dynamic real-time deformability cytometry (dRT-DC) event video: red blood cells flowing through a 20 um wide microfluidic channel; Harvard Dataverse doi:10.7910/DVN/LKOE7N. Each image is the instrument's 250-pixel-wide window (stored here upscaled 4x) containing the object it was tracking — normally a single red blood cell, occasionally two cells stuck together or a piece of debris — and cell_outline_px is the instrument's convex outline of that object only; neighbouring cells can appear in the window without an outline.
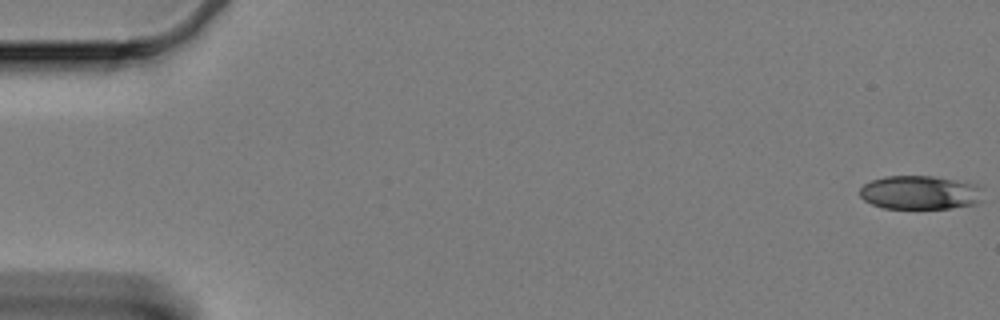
{"species": "Egyptian fruit bat (a non-hibernating species)", "species_latin": "Rousettus aegyptiacus", "temperature_condition": "cold", "stored_images_in_passage": 25, "camera_frame_rate_fps": 3000, "um_per_image_px": 0.085, "animal": {"sex": "female"}, "frame": {"image": 1, "passage_image": 1, "time_ms": 0.0, "image_size_px": [1000, 320], "cell_outline_px": [[984, 200], [976, 204], [948, 208], [884, 208], [872, 204], [864, 200], [860, 196], [860, 188], [864, 184], [872, 180], [884, 176], [932, 176], [952, 180], [968, 184]], "centroid_in_image_um": [78.06, 16.38], "position_along_channel_um": 6.9, "area_um2": 23.47}}
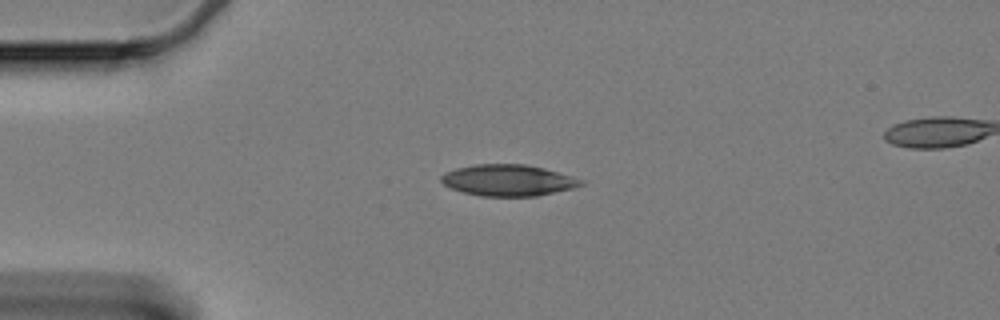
{"frame": {"image": 2, "passage_image": 15, "time_ms": 4.667, "image_size_px": [1000, 320], "cell_outline_px": [[584, 184], [572, 188], [536, 196], [480, 196], [464, 192], [452, 188], [444, 184], [440, 180], [440, 176], [444, 172], [456, 168], [476, 164], [524, 164], [544, 168], [572, 176], [584, 180]], "centroid_in_image_um": [43.18, 15.32], "position_along_channel_um": 41.8, "area_um2": 25.43}}
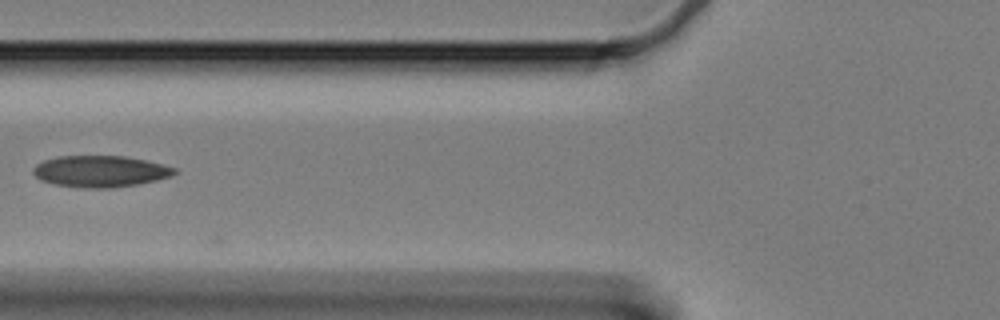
{"frame": {"image": 3, "passage_image": 24, "time_ms": 7.667, "image_size_px": [1000, 320], "cell_outline_px": [[180, 172], [172, 176], [156, 180], [136, 184], [112, 188], [84, 188], [56, 184], [40, 180], [32, 172], [32, 168], [36, 164], [44, 160], [60, 156], [124, 156], [144, 160], [176, 168]], "centroid_in_image_um": [8.52, 14.56], "position_along_channel_um": 117.3, "area_um2": 25.84}}